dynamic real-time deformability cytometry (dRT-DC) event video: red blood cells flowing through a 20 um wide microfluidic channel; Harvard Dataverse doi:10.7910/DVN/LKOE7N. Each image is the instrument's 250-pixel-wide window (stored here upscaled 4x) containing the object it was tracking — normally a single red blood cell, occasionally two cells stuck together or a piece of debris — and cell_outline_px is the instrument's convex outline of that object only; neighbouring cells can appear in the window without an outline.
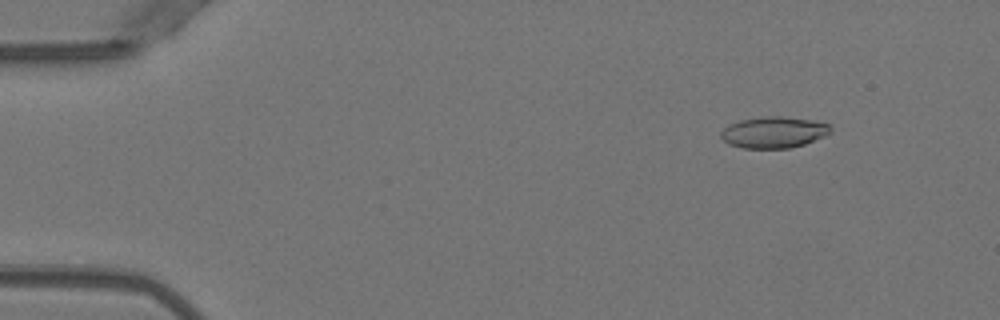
{"species": "Egyptian fruit bat (a non-hibernating species)", "species_latin": "Rousettus aegyptiacus", "temperature_condition": "warm", "stored_images_in_passage": 51, "camera_frame_rate_fps": 3000, "um_per_image_px": 0.085, "animal": {"sex": "female"}, "frame": {"image": 1, "passage_image": 6, "time_ms": 1.667, "image_size_px": [1000, 320], "cell_outline_px": [[832, 132], [824, 136], [804, 144], [788, 148], [744, 148], [728, 144], [720, 136], [720, 132], [728, 124], [740, 120], [764, 116], [780, 116], [812, 120], [828, 124], [832, 128]], "centroid_in_image_um": [65.75, 11.24], "position_along_channel_um": 19.2, "area_um2": 20.0}}
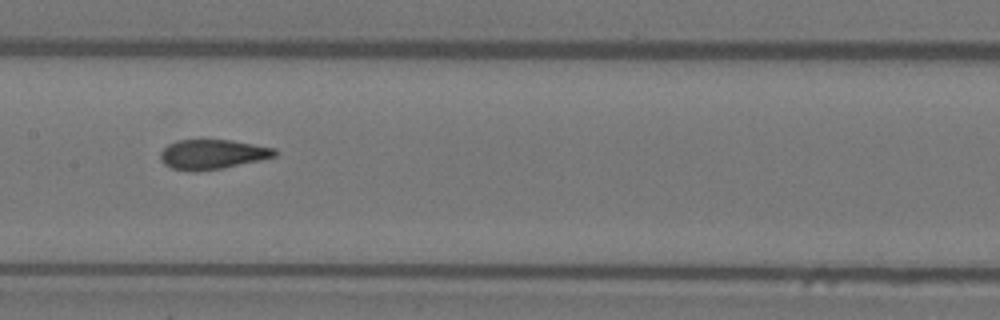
{"frame": {"image": 2, "passage_image": 26, "time_ms": 8.333, "image_size_px": [1000, 320], "cell_outline_px": [[276, 156], [260, 160], [224, 168], [196, 172], [192, 172], [172, 168], [164, 164], [160, 160], [160, 152], [168, 144], [176, 140], [232, 140], [276, 148]], "centroid_in_image_um": [18.04, 13.12], "position_along_channel_um": 189.4, "area_um2": 19.94}}
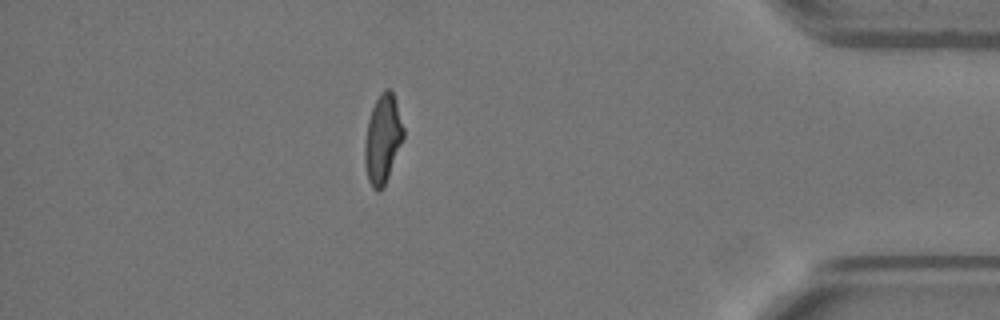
{"frame": {"image": 3, "passage_image": 45, "time_ms": 14.667, "image_size_px": [1000, 320], "cell_outline_px": [[404, 136], [384, 188], [380, 192], [376, 192], [372, 188], [368, 180], [364, 164], [364, 140], [368, 120], [372, 108], [380, 92], [384, 88], [388, 88], [392, 92], [404, 128]], "centroid_in_image_um": [32.5, 11.87], "position_along_channel_um": 402.7, "area_um2": 20.11}, "authors_computed_cell_mechanics": {"area_um2": 20.2878, "velocity_mm_per_s": 4.0048, "shape_relaxation_time_tau1_ms": null, "shape_relaxation_time_tau2_ms": 0.9708, "deformation_change_tau1": null, "deformation_change_tau2": 0.0791}}